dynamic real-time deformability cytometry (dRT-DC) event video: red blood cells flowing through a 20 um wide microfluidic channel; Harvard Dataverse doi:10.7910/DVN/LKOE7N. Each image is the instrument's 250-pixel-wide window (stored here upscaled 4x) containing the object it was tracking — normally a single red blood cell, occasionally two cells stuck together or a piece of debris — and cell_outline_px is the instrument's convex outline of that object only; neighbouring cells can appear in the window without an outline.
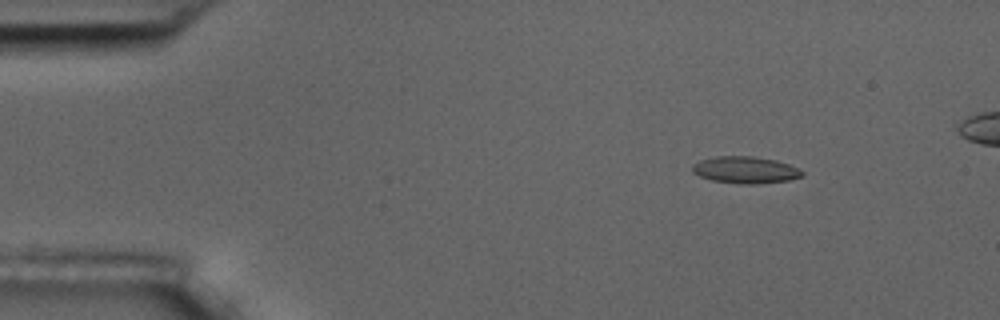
{"species": "common noctule bat (a hibernating species)", "species_latin": "Nyctalus noctula", "temperature_condition": "room temperature", "stored_images_in_passage": 9, "camera_frame_rate_fps": 3000, "um_per_image_px": 0.085, "animal": {"sex": "male", "body_mass_g": 17.5, "forearm_length_mm": 52.3}, "frame": {"image": 1, "passage_image": 3, "time_ms": 2.333, "image_size_px": [1000, 320], "cell_outline_px": [[804, 176], [788, 180], [756, 184], [740, 184], [712, 180], [700, 176], [692, 172], [692, 164], [700, 160], [716, 156], [752, 156], [776, 160], [788, 164], [804, 172]], "centroid_in_image_um": [63.34, 14.44], "position_along_channel_um": 21.7, "area_um2": 17.17}}
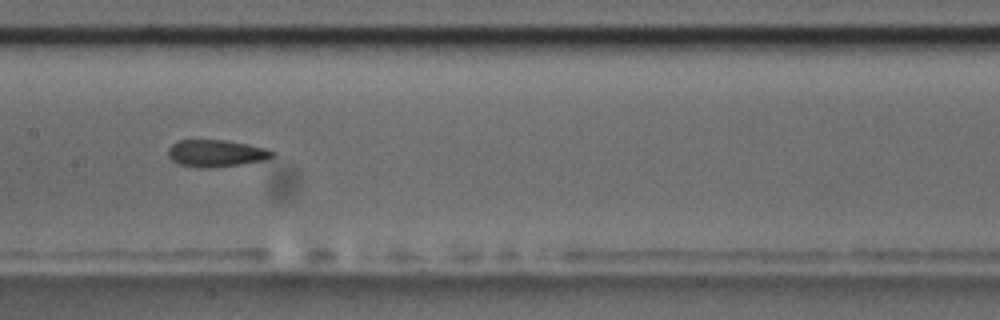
{"frame": {"image": 2, "passage_image": 9, "time_ms": 9.0, "image_size_px": [1000, 320], "cell_outline_px": [[276, 156], [264, 160], [208, 168], [200, 168], [180, 164], [172, 160], [168, 156], [168, 148], [176, 140], [228, 140], [248, 144], [264, 148], [276, 152]], "centroid_in_image_um": [18.36, 13.01], "position_along_channel_um": 189.0, "area_um2": 16.36}}